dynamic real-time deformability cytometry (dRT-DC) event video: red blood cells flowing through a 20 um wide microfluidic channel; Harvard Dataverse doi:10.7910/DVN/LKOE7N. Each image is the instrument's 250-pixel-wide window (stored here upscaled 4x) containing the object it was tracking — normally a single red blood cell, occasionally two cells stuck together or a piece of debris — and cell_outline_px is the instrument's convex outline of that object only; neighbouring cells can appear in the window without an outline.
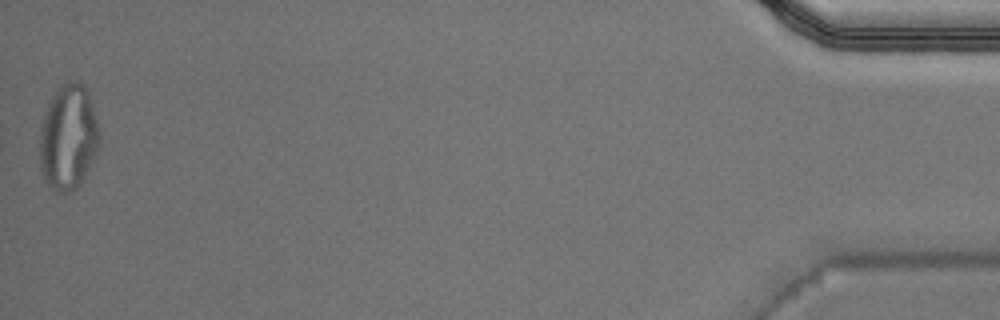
{"species": "Egyptian fruit bat (a non-hibernating species)", "species_latin": "Rousettus aegyptiacus", "temperature_condition": "warm", "stored_images_in_passage": 34, "segment_of_instrument_passage": [2, 2], "camera_frame_rate_fps": 3000, "um_per_image_px": 0.085, "animal": {"sex": "male"}, "frame": {"image": 1, "passage_image": 34, "time_ms": 11.0, "image_size_px": [1000, 320], "cell_outline_px": [[100, 140], [96, 156], [84, 176], [76, 188], [68, 192], [56, 192], [48, 188], [40, 168], [40, 128], [48, 100], [56, 88], [64, 80], [76, 80], [88, 92], [100, 132]], "centroid_in_image_um": [5.78, 11.65], "position_along_channel_um": 429.4, "area_um2": 37.11}}